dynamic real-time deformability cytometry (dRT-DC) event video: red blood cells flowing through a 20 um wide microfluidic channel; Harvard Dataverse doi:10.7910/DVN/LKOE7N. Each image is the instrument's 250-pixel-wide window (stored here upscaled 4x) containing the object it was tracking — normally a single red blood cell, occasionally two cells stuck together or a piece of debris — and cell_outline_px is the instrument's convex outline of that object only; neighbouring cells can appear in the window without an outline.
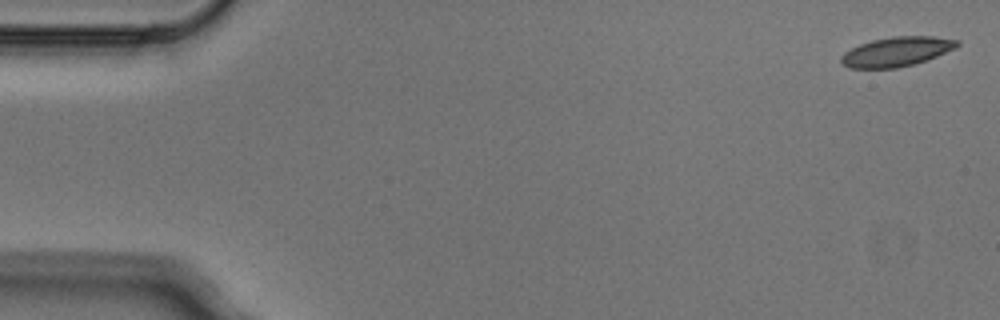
{"species": "Egyptian fruit bat (a non-hibernating species)", "species_latin": "Rousettus aegyptiacus", "temperature_condition": "cold", "stored_images_in_passage": 5, "camera_frame_rate_fps": 3000, "um_per_image_px": 0.085, "animal": {"sex": "male"}, "frame": {"image": 1, "passage_image": 1, "time_ms": 0.0, "image_size_px": [1000, 320], "cell_outline_px": [[960, 44], [956, 48], [928, 60], [916, 64], [896, 68], [848, 68], [840, 64], [840, 56], [844, 52], [860, 44], [872, 40], [892, 36], [932, 36], [960, 40]], "centroid_in_image_um": [76.22, 4.39], "position_along_channel_um": 8.8, "area_um2": 20.23}}
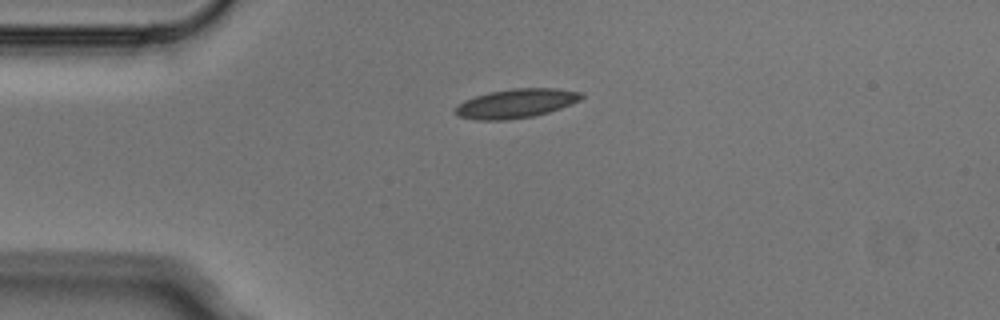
{"frame": {"image": 2, "passage_image": 4, "time_ms": 1.0, "image_size_px": [1000, 320], "cell_outline_px": [[584, 96], [580, 100], [560, 108], [548, 112], [532, 116], [508, 120], [476, 120], [460, 116], [456, 112], [456, 108], [464, 100], [488, 92], [512, 88], [556, 88], [584, 92]], "centroid_in_image_um": [43.91, 8.78], "position_along_channel_um": 41.1, "area_um2": 21.27}}